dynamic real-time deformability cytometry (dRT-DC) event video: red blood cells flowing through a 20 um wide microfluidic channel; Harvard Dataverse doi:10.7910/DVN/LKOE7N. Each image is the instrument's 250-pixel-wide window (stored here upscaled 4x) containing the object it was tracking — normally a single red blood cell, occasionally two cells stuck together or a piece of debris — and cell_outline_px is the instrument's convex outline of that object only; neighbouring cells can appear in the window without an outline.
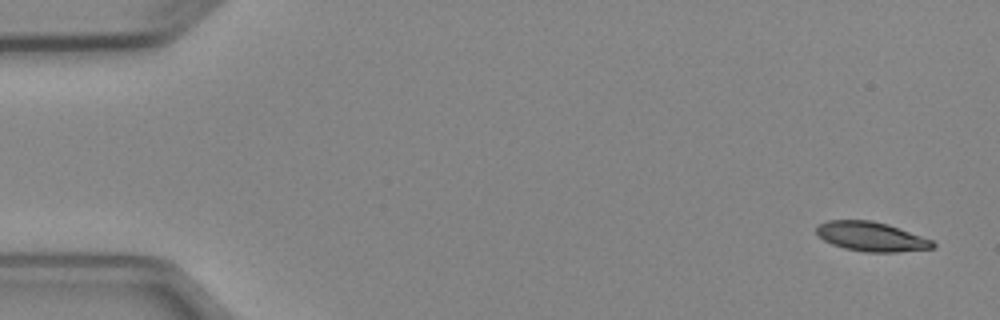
{"species": "Egyptian fruit bat (a non-hibernating species)", "species_latin": "Rousettus aegyptiacus", "temperature_condition": "cold", "stored_images_in_passage": 5, "camera_frame_rate_fps": 3000, "um_per_image_px": 0.085, "animal": {"sex": "female"}, "frame": {"image": 1, "passage_image": 1, "time_ms": 0.0, "image_size_px": [1000, 320], "cell_outline_px": [[936, 248], [896, 252], [864, 252], [844, 248], [832, 244], [824, 240], [816, 232], [816, 228], [820, 224], [828, 220], [872, 220], [888, 224], [932, 240], [936, 244]], "centroid_in_image_um": [74.07, 20.11], "position_along_channel_um": 10.9, "area_um2": 19.88}}
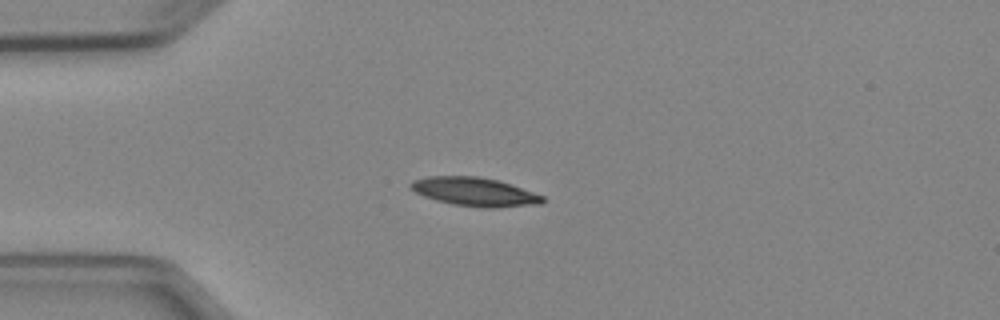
{"frame": {"image": 2, "passage_image": 4, "time_ms": 3.667, "image_size_px": [1000, 320], "cell_outline_px": [[544, 200], [540, 204], [496, 208], [484, 208], [452, 204], [436, 200], [424, 196], [408, 188], [408, 184], [412, 180], [428, 176], [480, 176], [496, 180], [544, 196]], "centroid_in_image_um": [40.29, 16.3], "position_along_channel_um": 44.7, "area_um2": 21.96}}